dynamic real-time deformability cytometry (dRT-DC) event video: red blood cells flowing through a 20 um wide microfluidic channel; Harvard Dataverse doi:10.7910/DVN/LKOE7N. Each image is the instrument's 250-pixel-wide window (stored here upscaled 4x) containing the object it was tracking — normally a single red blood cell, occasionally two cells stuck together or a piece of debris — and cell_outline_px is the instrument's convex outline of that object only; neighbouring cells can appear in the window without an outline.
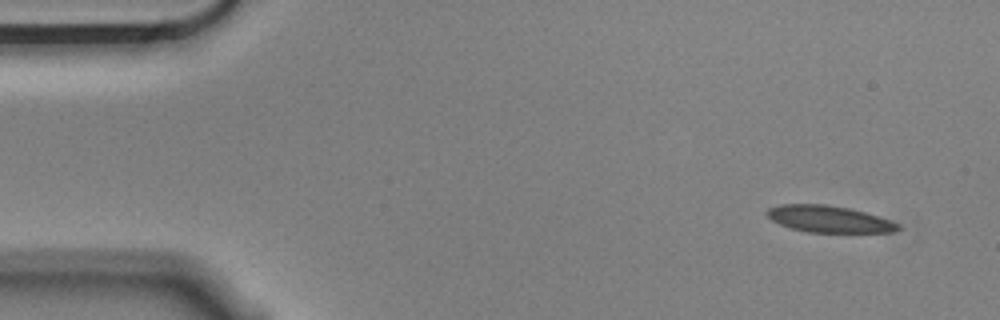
{"species": "Egyptian fruit bat (a non-hibernating species)", "species_latin": "Rousettus aegyptiacus", "temperature_condition": "cold", "stored_images_in_passage": 6, "camera_frame_rate_fps": 3000, "um_per_image_px": 0.085, "animal": {"sex": "male"}, "frame": {"image": 1, "passage_image": 1, "time_ms": 0.0, "image_size_px": [1000, 320], "cell_outline_px": [[904, 228], [896, 232], [808, 232], [792, 228], [780, 224], [772, 220], [764, 212], [768, 208], [780, 204], [824, 204], [848, 208], [864, 212], [900, 224]], "centroid_in_image_um": [70.46, 18.62], "position_along_channel_um": 14.5, "area_um2": 20.29}}
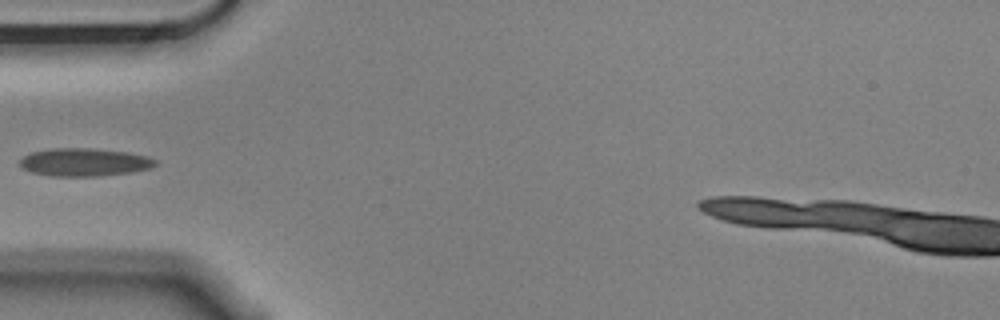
{"frame": {"image": 2, "passage_image": 5, "time_ms": 1.333, "image_size_px": [1000, 320], "cell_outline_px": [[160, 164], [152, 168], [132, 172], [100, 176], [52, 176], [32, 172], [24, 168], [20, 164], [20, 160], [24, 156], [32, 152], [52, 148], [92, 148], [128, 152], [148, 156], [156, 160]], "centroid_in_image_um": [7.24, 13.78], "position_along_channel_um": 77.8, "area_um2": 22.2}}
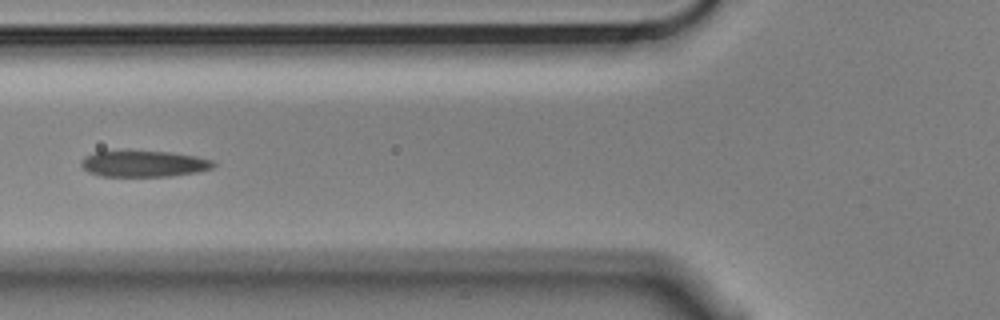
{"frame": {"image": 3, "passage_image": 6, "time_ms": 1.667, "image_size_px": [1000, 320], "cell_outline_px": [[216, 164], [212, 168], [196, 172], [172, 176], [100, 176], [88, 172], [80, 164], [80, 160], [84, 156], [96, 152], [168, 152], [196, 156], [212, 160]], "centroid_in_image_um": [12.22, 13.93], "position_along_channel_um": 113.6, "area_um2": 19.88}}